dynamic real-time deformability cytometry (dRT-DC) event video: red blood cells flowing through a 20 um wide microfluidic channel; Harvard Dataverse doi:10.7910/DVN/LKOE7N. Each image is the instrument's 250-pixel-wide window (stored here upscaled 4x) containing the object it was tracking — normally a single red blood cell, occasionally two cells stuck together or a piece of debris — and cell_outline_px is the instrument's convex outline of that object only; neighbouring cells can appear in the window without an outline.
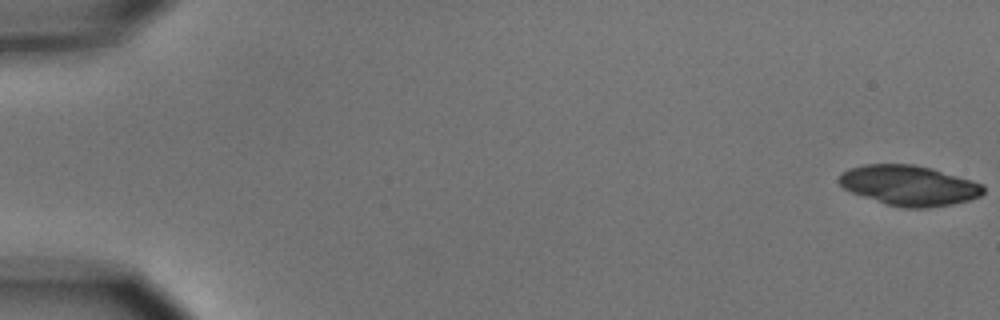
{"species": "common noctule bat (a hibernating species)", "species_latin": "Nyctalus noctula", "temperature_condition": "cold", "stored_images_in_passage": 8, "camera_frame_rate_fps": 3000, "um_per_image_px": 0.085, "animal": {"sex": "male", "body_mass_g": 15.6}, "frame": {"image": 1, "passage_image": 1, "time_ms": 0.0, "image_size_px": [1000, 320], "cell_outline_px": [[984, 192], [980, 196], [968, 200], [952, 204], [928, 208], [904, 208], [888, 204], [852, 192], [844, 188], [836, 180], [840, 172], [848, 168], [864, 164], [912, 164], [932, 168], [972, 180], [984, 184]], "centroid_in_image_um": [77.26, 15.75], "position_along_channel_um": 7.7, "area_um2": 33.81}}
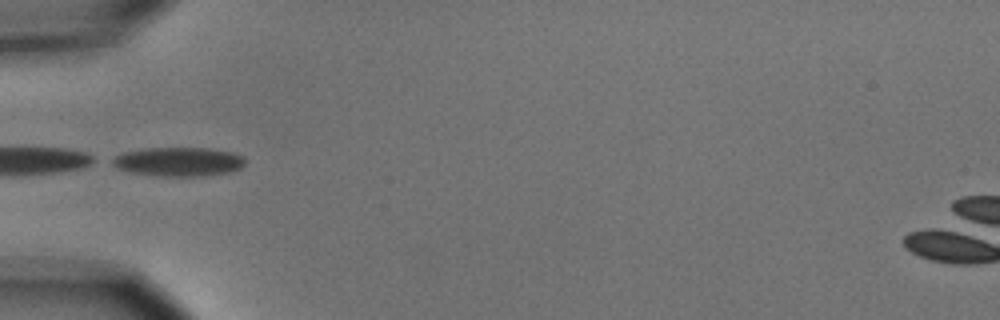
{"frame": {"image": 2, "passage_image": 5, "time_ms": 6.0, "image_size_px": [1000, 320], "cell_outline_px": [[244, 164], [240, 168], [232, 172], [200, 176], [156, 176], [132, 172], [116, 168], [108, 160], [124, 152], [144, 148], [208, 148], [232, 152], [244, 156]], "centroid_in_image_um": [15.16, 13.74], "position_along_channel_um": 69.8, "area_um2": 22.6}}
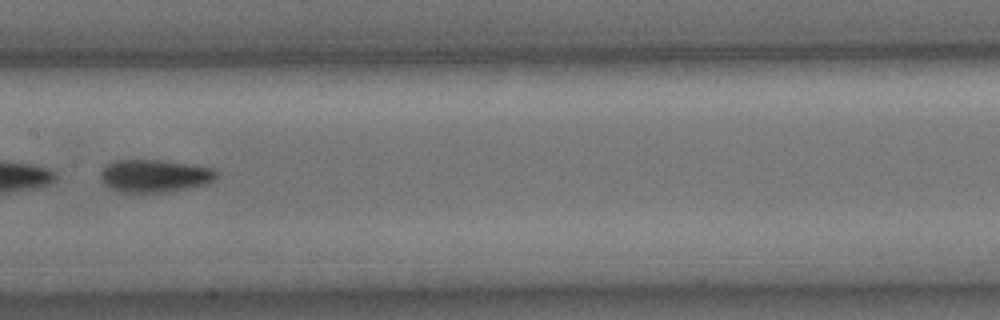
{"frame": {"image": 3, "passage_image": 8, "time_ms": 9.333, "image_size_px": [1000, 320], "cell_outline_px": [[216, 176], [212, 180], [204, 184], [184, 188], [160, 192], [120, 192], [104, 184], [100, 180], [100, 172], [108, 164], [116, 160], [164, 160], [212, 168], [216, 172]], "centroid_in_image_um": [13.08, 14.93], "position_along_channel_um": 194.3, "area_um2": 21.62}}